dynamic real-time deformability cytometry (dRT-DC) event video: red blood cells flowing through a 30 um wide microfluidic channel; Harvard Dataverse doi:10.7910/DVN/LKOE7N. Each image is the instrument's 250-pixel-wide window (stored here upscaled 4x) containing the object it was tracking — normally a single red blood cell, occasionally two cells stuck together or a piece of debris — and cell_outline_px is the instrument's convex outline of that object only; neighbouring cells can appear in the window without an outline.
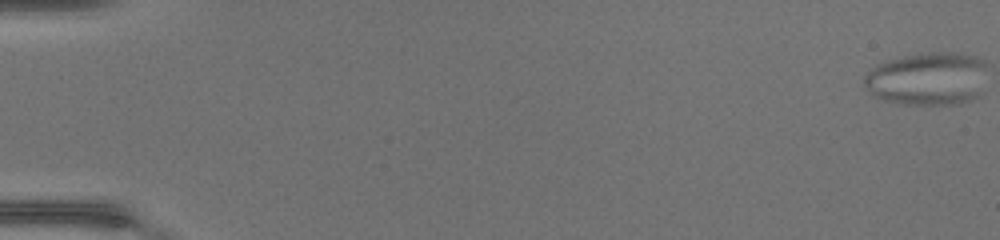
{"species": "common noctule bat (a hibernating species)", "species_latin": "Nyctalus noctula", "temperature_condition": "warm", "stored_images_in_passage": 49, "camera_frame_rate_fps": 3000, "um_per_image_px": 0.085, "animal": {"sex": "female", "body_mass_g": 17.0, "forearm_length_mm": 48.0}, "frame": {"image": 1, "passage_image": 1, "time_ms": 0.0, "image_size_px": [1000, 240], "cell_outline_px": [[984, 64], [976, 96], [960, 104], [904, 104], [888, 100], [872, 92], [864, 84], [864, 76], [868, 72], [880, 64], [888, 60], [904, 56], [932, 52], [952, 52], [976, 56]], "centroid_in_image_um": [78.8, 6.68], "position_along_channel_um": 6.2, "area_um2": 36.65}}
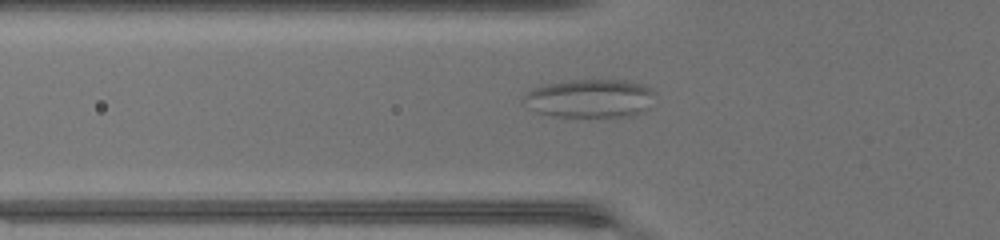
{"frame": {"image": 2, "passage_image": 19, "time_ms": 6.0, "image_size_px": [1000, 240], "cell_outline_px": [[652, 92], [644, 108], [632, 116], [552, 116], [536, 112], [524, 100], [524, 96], [532, 88], [548, 84], [572, 80], [624, 80], [644, 84]], "centroid_in_image_um": [50.08, 8.35], "position_along_channel_um": 75.7, "area_um2": 28.44}}
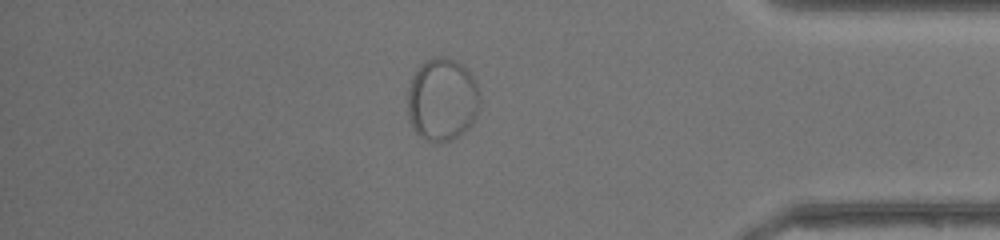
{"frame": {"image": 3, "passage_image": 43, "time_ms": 14.0, "image_size_px": [1000, 240], "cell_outline_px": [[476, 112], [468, 128], [464, 132], [452, 140], [436, 144], [432, 144], [420, 136], [412, 128], [408, 112], [408, 88], [412, 76], [420, 64], [428, 60], [440, 56], [444, 56], [460, 64], [472, 76], [476, 84]], "centroid_in_image_um": [37.51, 8.5], "position_along_channel_um": 397.7, "area_um2": 34.33}}